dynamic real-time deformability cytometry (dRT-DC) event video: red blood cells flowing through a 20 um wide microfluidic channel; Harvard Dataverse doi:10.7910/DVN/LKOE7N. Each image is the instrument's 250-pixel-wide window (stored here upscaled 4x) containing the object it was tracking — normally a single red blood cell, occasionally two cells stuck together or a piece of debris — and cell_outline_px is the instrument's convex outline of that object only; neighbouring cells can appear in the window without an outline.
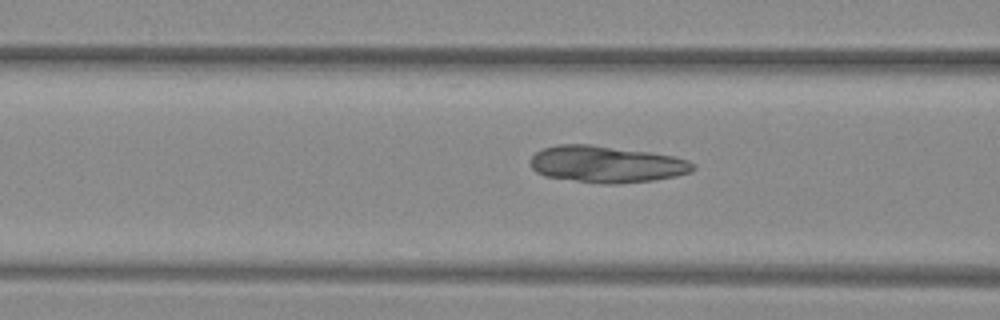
{"species": "common noctule bat (a hibernating species)", "species_latin": "Nyctalus noctula", "temperature_condition": "warm", "stored_images_in_passage": 42, "camera_frame_rate_fps": 3000, "um_per_image_px": 0.085, "animal": {"sex": "female", "body_mass_g": 29.2, "forearm_length_mm": 56.3}, "frame": {"image": 1, "passage_image": 12, "time_ms": 3.667, "image_size_px": [1000, 320], "cell_outline_px": [[696, 168], [692, 172], [676, 176], [652, 180], [616, 184], [604, 184], [544, 176], [536, 172], [532, 168], [532, 156], [536, 152], [544, 148], [560, 144], [588, 144], [648, 152], [672, 156], [688, 160], [696, 164]], "centroid_in_image_um": [51.58, 13.96], "position_along_channel_um": 115.0, "area_um2": 34.56}}
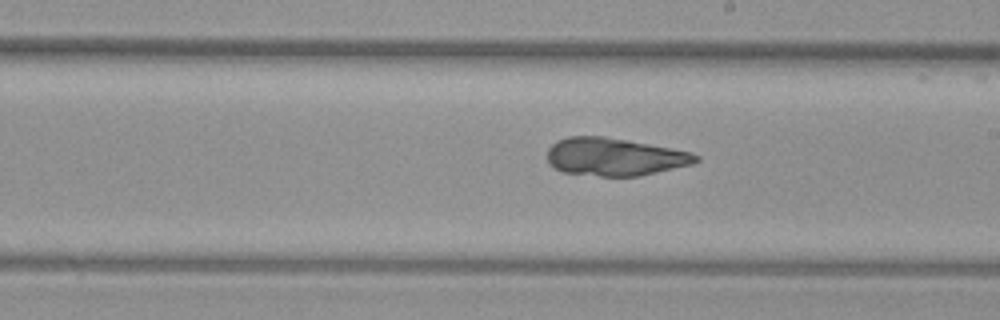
{"frame": {"image": 2, "passage_image": 21, "time_ms": 6.667, "image_size_px": [1000, 320], "cell_outline_px": [[700, 160], [692, 164], [640, 176], [600, 176], [564, 172], [548, 164], [548, 148], [556, 140], [568, 136], [604, 136], [628, 140], [692, 152], [700, 156]], "centroid_in_image_um": [52.24, 13.32], "position_along_channel_um": 236.8, "area_um2": 32.77}}
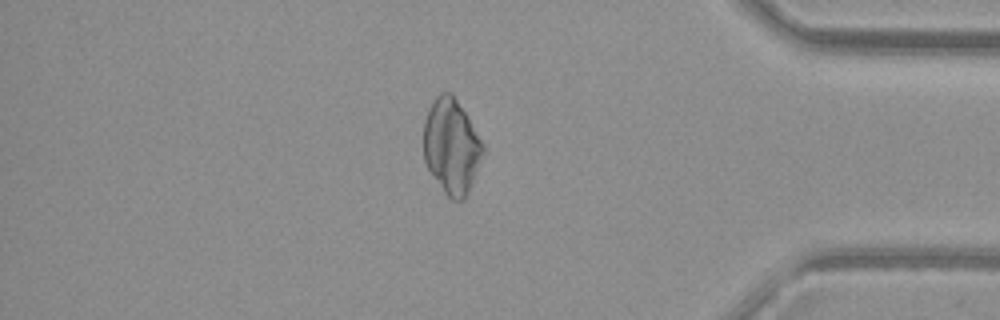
{"frame": {"image": 3, "passage_image": 35, "time_ms": 11.333, "image_size_px": [1000, 320], "cell_outline_px": [[484, 152], [468, 192], [460, 200], [452, 200], [444, 192], [432, 176], [424, 160], [424, 120], [432, 100], [440, 92], [452, 92], [484, 144]], "centroid_in_image_um": [38.36, 12.41], "position_along_channel_um": 396.8, "area_um2": 32.6}}